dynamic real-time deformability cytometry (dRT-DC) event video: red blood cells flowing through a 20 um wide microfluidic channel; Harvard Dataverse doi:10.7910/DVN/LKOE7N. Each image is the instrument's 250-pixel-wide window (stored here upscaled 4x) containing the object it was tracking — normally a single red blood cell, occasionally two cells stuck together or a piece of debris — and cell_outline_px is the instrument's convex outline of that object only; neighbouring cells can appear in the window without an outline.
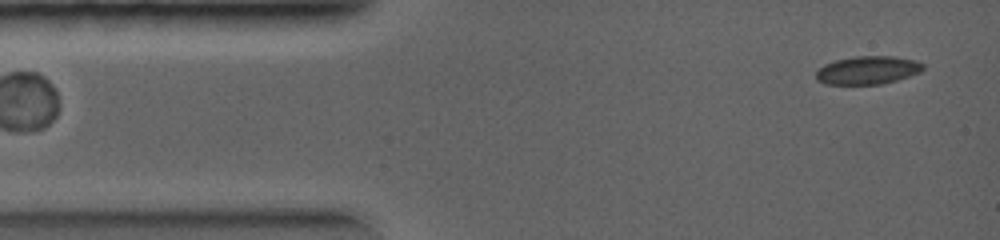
{"species": "common noctule bat (a hibernating species)", "species_latin": "Nyctalus noctula", "temperature_condition": "warm", "stored_images_in_passage": 5, "segment_of_instrument_passage": [2, 2], "camera_frame_rate_fps": 5000, "um_per_image_px": 0.085, "animal": {"sex": "female", "body_mass_g": 19.0, "forearm_length_mm": 56.7}, "frame": {"image": 1, "passage_image": 5, "time_ms": 2.4, "image_size_px": [1000, 240], "cell_outline_px": [[924, 68], [920, 72], [896, 80], [880, 84], [824, 84], [816, 80], [816, 72], [824, 64], [836, 60], [856, 56], [892, 56], [916, 60], [924, 64]], "centroid_in_image_um": [73.75, 5.96], "position_along_channel_um": 11.3, "area_um2": 17.51}}